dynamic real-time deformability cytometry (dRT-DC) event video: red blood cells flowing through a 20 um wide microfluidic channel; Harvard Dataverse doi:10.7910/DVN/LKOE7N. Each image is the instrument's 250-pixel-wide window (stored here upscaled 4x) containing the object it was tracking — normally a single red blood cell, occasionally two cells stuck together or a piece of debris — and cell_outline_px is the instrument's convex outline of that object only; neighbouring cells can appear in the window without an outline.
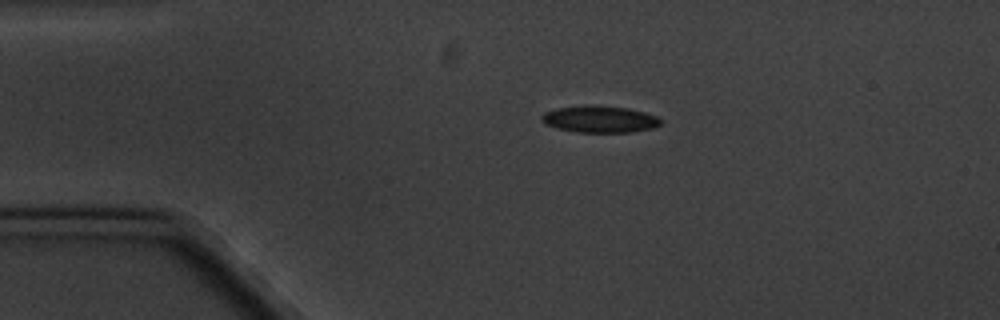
{"species": "common noctule bat (a hibernating species)", "species_latin": "Nyctalus noctula", "temperature_condition": "cold", "stored_images_in_passage": 3, "camera_frame_rate_fps": 3000, "um_per_image_px": 0.085, "animal": {"sex": "male", "body_mass_g": 20.1, "forearm_length_mm": 53.5}, "frame": {"image": 1, "passage_image": 1, "time_ms": 0.0, "image_size_px": [1000, 320], "cell_outline_px": [[664, 124], [652, 128], [632, 132], [576, 132], [556, 128], [544, 124], [540, 120], [540, 116], [544, 112], [556, 108], [584, 104], [628, 108], [644, 112], [656, 116]], "centroid_in_image_um": [50.93, 10.12], "position_along_channel_um": 34.1, "area_um2": 18.84}}
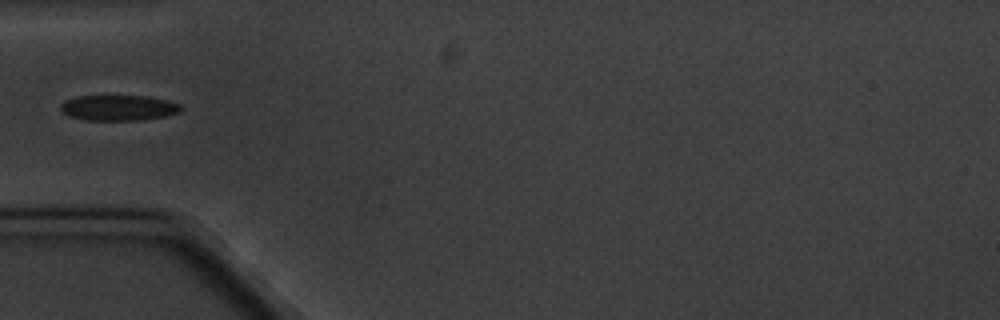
{"frame": {"image": 2, "passage_image": 3, "time_ms": 2.333, "image_size_px": [1000, 320], "cell_outline_px": [[180, 112], [164, 116], [136, 120], [84, 120], [68, 116], [60, 108], [60, 104], [64, 100], [76, 96], [148, 96], [168, 100], [180, 104]], "centroid_in_image_um": [10.03, 9.15], "position_along_channel_um": 75.0, "area_um2": 17.86}}